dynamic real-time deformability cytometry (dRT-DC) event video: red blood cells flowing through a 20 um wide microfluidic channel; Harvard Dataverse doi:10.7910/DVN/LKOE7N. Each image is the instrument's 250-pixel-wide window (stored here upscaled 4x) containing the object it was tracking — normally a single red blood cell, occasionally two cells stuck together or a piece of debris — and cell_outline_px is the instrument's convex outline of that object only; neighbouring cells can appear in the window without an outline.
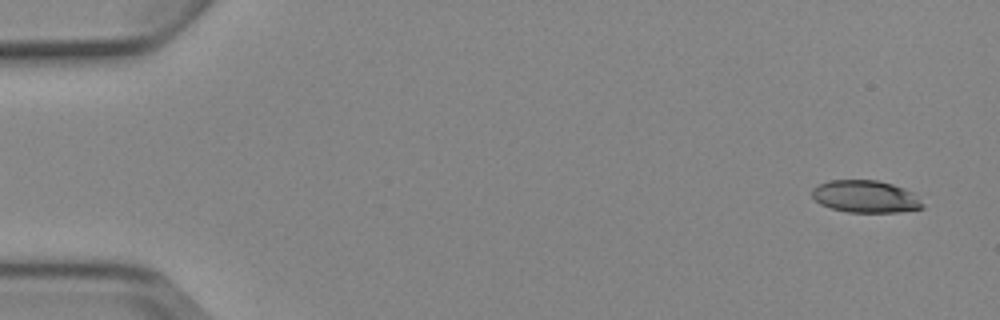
{"species": "Egyptian fruit bat (a non-hibernating species)", "species_latin": "Rousettus aegyptiacus", "temperature_condition": "cold", "stored_images_in_passage": 6, "camera_frame_rate_fps": 3000, "um_per_image_px": 0.085, "animal": {"sex": "female"}, "frame": {"image": 1, "passage_image": 1, "time_ms": 0.0, "image_size_px": [1000, 320], "cell_outline_px": [[924, 208], [900, 212], [848, 212], [832, 208], [820, 204], [812, 196], [812, 188], [828, 180], [876, 180], [892, 184], [904, 188], [912, 192], [924, 204]], "centroid_in_image_um": [73.57, 16.71], "position_along_channel_um": 11.4, "area_um2": 20.75}}
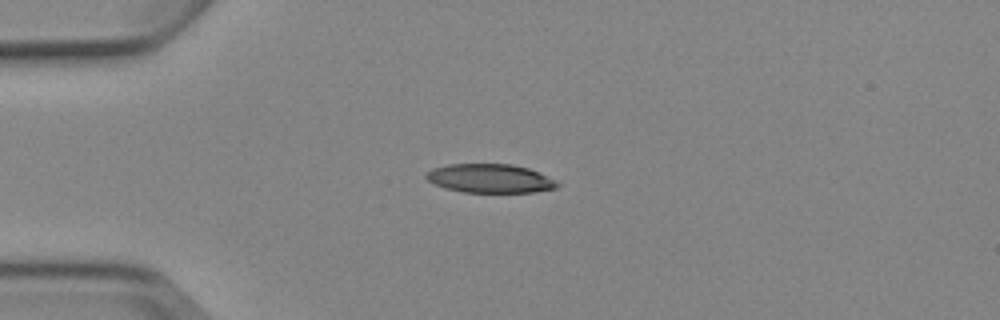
{"frame": {"image": 2, "passage_image": 4, "time_ms": 3.667, "image_size_px": [1000, 320], "cell_outline_px": [[560, 184], [556, 188], [532, 192], [464, 192], [448, 188], [436, 184], [428, 180], [424, 176], [432, 168], [448, 164], [512, 164], [528, 168]], "centroid_in_image_um": [41.61, 15.16], "position_along_channel_um": 43.4, "area_um2": 21.56}}
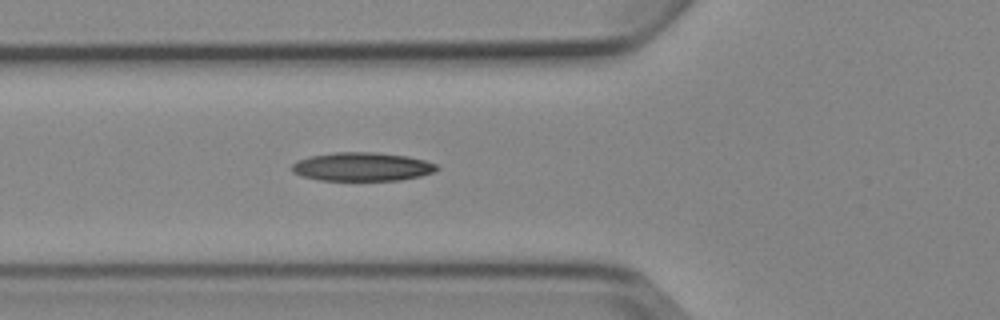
{"frame": {"image": 3, "passage_image": 6, "time_ms": 5.667, "image_size_px": [1000, 320], "cell_outline_px": [[440, 168], [436, 172], [420, 176], [400, 180], [320, 180], [300, 176], [292, 172], [292, 164], [296, 160], [308, 156], [336, 152], [372, 152], [408, 156], [424, 160], [436, 164]], "centroid_in_image_um": [30.77, 14.17], "position_along_channel_um": 95.0, "area_um2": 24.33}}